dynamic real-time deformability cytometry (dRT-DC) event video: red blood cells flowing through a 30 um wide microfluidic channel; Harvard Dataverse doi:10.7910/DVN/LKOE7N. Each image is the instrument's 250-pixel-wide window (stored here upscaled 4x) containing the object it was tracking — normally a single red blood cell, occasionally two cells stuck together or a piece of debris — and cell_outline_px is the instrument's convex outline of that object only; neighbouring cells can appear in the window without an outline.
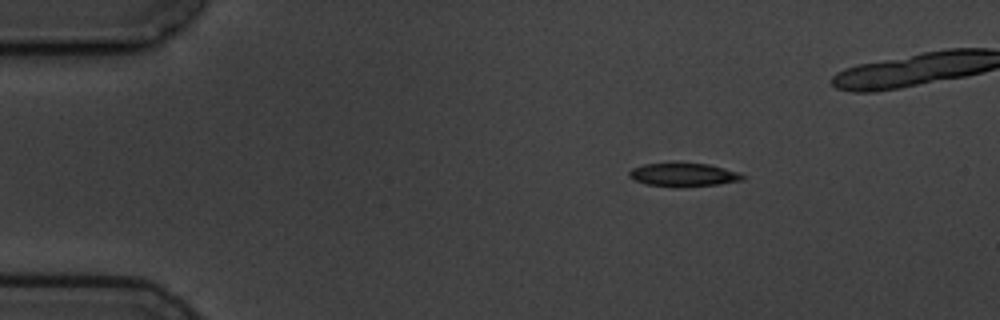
{"species": "common noctule bat (a hibernating species)", "species_latin": "Nyctalus noctula", "temperature_condition": "cold", "stored_images_in_passage": 5, "camera_frame_rate_fps": 3000, "um_per_image_px": 0.085, "animal": {"sex": "male", "body_mass_g": 19.5, "forearm_length_mm": 54.6}, "frame": {"image": 1, "passage_image": 2, "time_ms": 1.333, "image_size_px": [1000, 320], "cell_outline_px": [[744, 180], [716, 184], [676, 188], [644, 184], [632, 180], [628, 176], [628, 172], [632, 168], [644, 164], [708, 164], [724, 168], [736, 172], [744, 176]], "centroid_in_image_um": [58.02, 14.88], "position_along_channel_um": 27.0, "area_um2": 15.37}}